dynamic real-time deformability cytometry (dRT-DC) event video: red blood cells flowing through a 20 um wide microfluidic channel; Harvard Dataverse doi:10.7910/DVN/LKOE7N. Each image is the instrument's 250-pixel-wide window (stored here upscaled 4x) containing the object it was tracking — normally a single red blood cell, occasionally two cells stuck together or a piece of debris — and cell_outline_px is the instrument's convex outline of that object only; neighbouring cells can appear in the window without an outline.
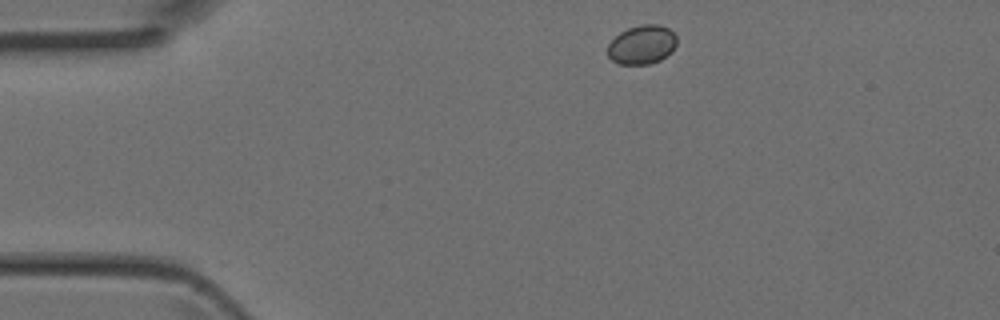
{"species": "Egyptian fruit bat (a non-hibernating species)", "species_latin": "Rousettus aegyptiacus", "temperature_condition": "room temperature", "stored_images_in_passage": 3, "camera_frame_rate_fps": 3000, "um_per_image_px": 0.085, "animal": {"sex": "female"}, "frame": {"image": 1, "passage_image": 1, "time_ms": 0.0, "image_size_px": [1000, 320], "cell_outline_px": [[676, 44], [672, 52], [660, 60], [648, 64], [620, 64], [612, 60], [608, 56], [608, 44], [620, 32], [628, 28], [640, 24], [660, 24], [668, 28], [676, 36]], "centroid_in_image_um": [54.57, 3.79], "position_along_channel_um": 30.4, "area_um2": 15.72}}
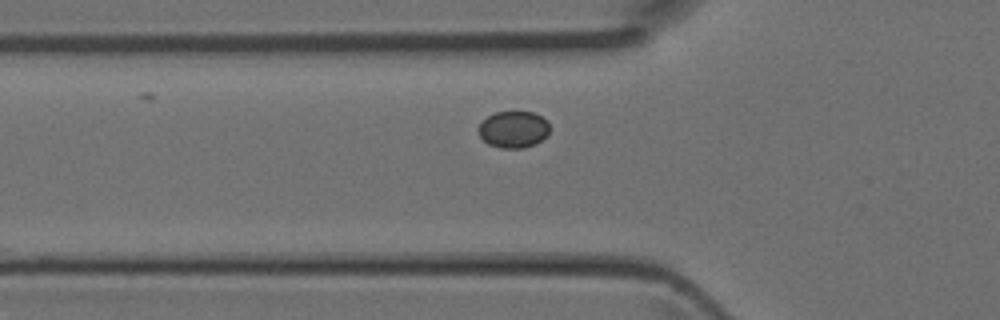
{"frame": {"image": 2, "passage_image": 3, "time_ms": 0.667, "image_size_px": [1000, 320], "cell_outline_px": [[548, 132], [536, 144], [524, 148], [500, 148], [488, 144], [480, 136], [476, 128], [488, 116], [496, 112], [532, 112], [548, 120]], "centroid_in_image_um": [43.62, 11.01], "position_along_channel_um": 82.2, "area_um2": 15.14}}